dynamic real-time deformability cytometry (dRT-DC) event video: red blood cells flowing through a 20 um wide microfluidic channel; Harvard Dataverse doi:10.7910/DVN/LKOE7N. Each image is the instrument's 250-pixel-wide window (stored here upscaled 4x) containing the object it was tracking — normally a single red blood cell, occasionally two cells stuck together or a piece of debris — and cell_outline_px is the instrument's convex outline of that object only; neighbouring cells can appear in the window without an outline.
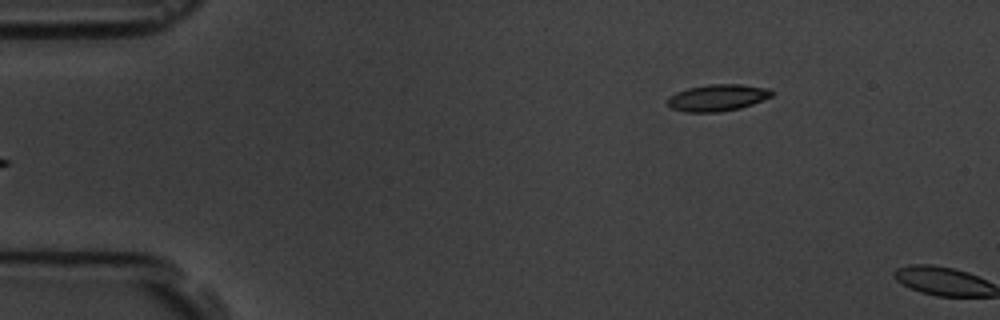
{"species": "common noctule bat (a hibernating species)", "species_latin": "Nyctalus noctula", "temperature_condition": "room temperature", "stored_images_in_passage": 6, "camera_frame_rate_fps": 3000, "um_per_image_px": 0.085, "animal": {"sex": "male", "body_mass_g": 19.5, "forearm_length_mm": 54.6}, "frame": {"image": 1, "passage_image": 6, "time_ms": 6.667, "image_size_px": [1000, 320], "cell_outline_px": [[776, 92], [772, 96], [752, 104], [740, 108], [720, 112], [684, 112], [672, 108], [668, 104], [668, 96], [676, 92], [688, 88], [708, 84], [740, 84], [768, 88]], "centroid_in_image_um": [61.0, 8.3], "position_along_channel_um": 24.0, "area_um2": 16.3}}